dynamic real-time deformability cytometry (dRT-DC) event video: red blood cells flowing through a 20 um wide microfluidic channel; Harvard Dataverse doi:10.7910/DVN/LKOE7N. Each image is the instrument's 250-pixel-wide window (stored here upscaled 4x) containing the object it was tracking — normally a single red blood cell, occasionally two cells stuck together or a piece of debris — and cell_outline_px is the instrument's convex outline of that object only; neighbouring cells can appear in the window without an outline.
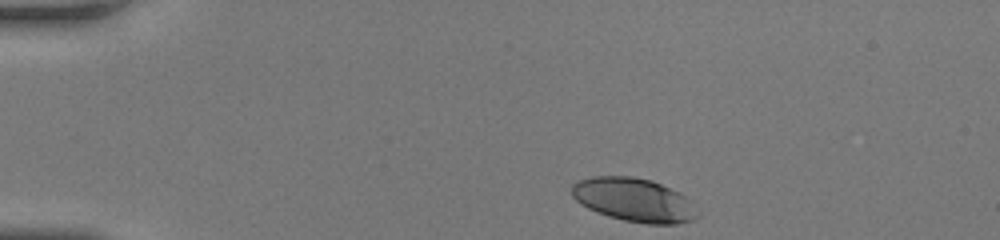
{"species": "human", "species_latin": "Homo sapiens", "temperature_condition": "room temperature", "stored_images_in_passage": 41, "camera_frame_rate_fps": 3000, "um_per_image_px": 0.085, "donor": {"sex": "female"}, "frame": {"image": 1, "passage_image": 1, "time_ms": 0.0, "image_size_px": [1000, 240], "cell_outline_px": [[700, 216], [692, 220], [676, 224], [648, 224], [624, 220], [608, 216], [596, 212], [588, 208], [576, 200], [572, 196], [572, 184], [576, 180], [592, 176], [632, 176], [652, 180], [684, 196]], "centroid_in_image_um": [53.83, 16.99], "position_along_channel_um": 31.2, "area_um2": 31.67}}
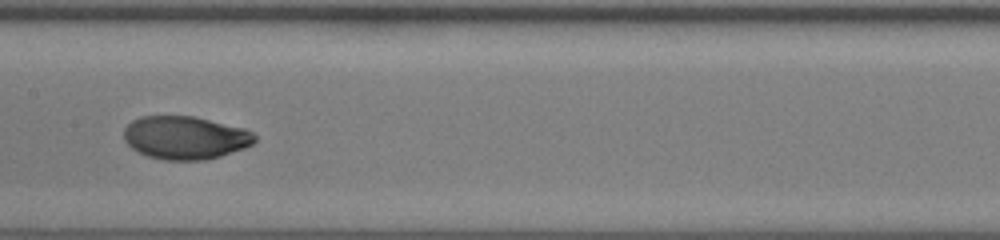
{"frame": {"image": 2, "passage_image": 18, "time_ms": 5.667, "image_size_px": [1000, 240], "cell_outline_px": [[256, 140], [252, 144], [244, 148], [220, 156], [204, 160], [164, 160], [148, 156], [132, 148], [124, 140], [124, 128], [132, 120], [140, 116], [196, 116], [244, 128], [252, 132], [256, 136]], "centroid_in_image_um": [15.74, 11.69], "position_along_channel_um": 191.7, "area_um2": 32.95}}
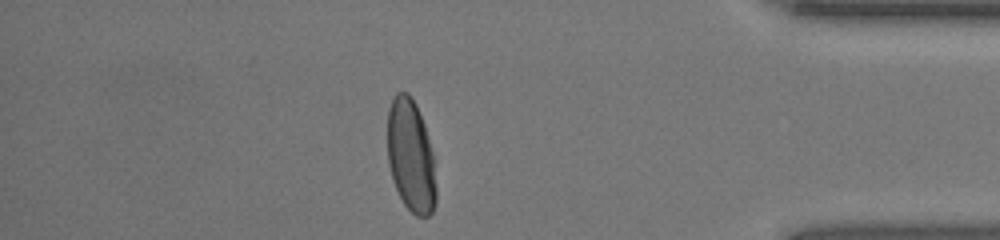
{"frame": {"image": 3, "passage_image": 35, "time_ms": 11.333, "image_size_px": [1000, 240], "cell_outline_px": [[436, 204], [432, 212], [428, 216], [416, 216], [404, 204], [396, 188], [388, 164], [388, 108], [396, 92], [408, 92], [412, 96], [416, 104], [424, 124], [432, 152], [436, 188]], "centroid_in_image_um": [34.92, 13.24], "position_along_channel_um": 400.3, "area_um2": 31.79}, "authors_computed_cell_mechanics": {"area_um2": 32.7148, "velocity_mm_per_s": 4.215, "shape_relaxation_time_tau1_ms": 3.3749, "shape_relaxation_time_tau2_ms": null, "deformation_change_tau1": 0.1848, "deformation_change_tau2": null}}